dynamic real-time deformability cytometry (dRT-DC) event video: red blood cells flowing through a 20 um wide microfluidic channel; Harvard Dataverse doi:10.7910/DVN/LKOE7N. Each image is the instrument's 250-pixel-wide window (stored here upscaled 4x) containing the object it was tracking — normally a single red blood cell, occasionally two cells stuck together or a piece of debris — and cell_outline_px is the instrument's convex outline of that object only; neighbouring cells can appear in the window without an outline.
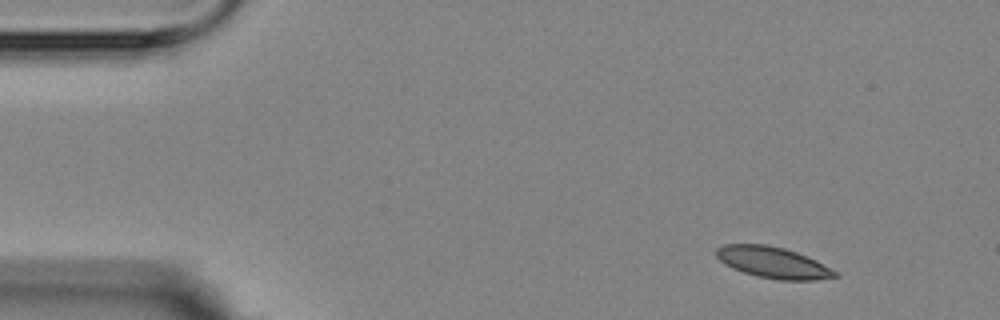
{"species": "Egyptian fruit bat (a non-hibernating species)", "species_latin": "Rousettus aegyptiacus", "temperature_condition": "room temperature", "stored_images_in_passage": 4, "camera_frame_rate_fps": 3000, "um_per_image_px": 0.085, "animal": {"sex": "female"}, "frame": {"image": 1, "passage_image": 1, "time_ms": 0.0, "image_size_px": [1000, 320], "cell_outline_px": [[840, 276], [816, 280], [780, 280], [760, 276], [744, 272], [732, 268], [724, 264], [716, 256], [716, 248], [724, 244], [764, 244], [784, 248], [796, 252], [816, 260], [836, 272]], "centroid_in_image_um": [65.69, 22.3], "position_along_channel_um": 19.3, "area_um2": 21.39}}
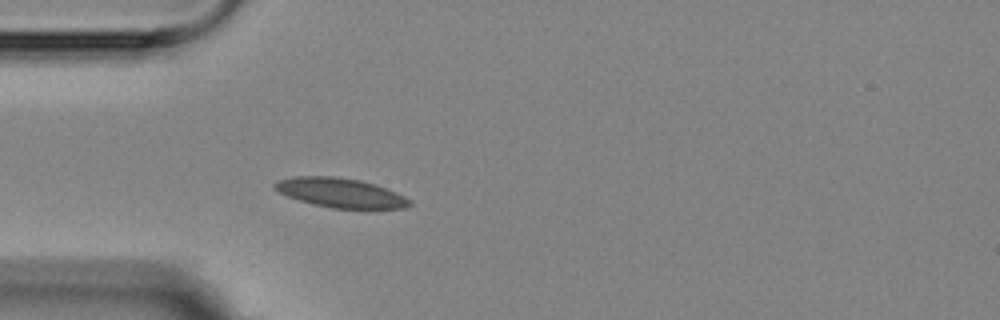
{"frame": {"image": 2, "passage_image": 4, "time_ms": 3.333, "image_size_px": [1000, 320], "cell_outline_px": [[412, 204], [404, 208], [332, 208], [312, 204], [276, 192], [272, 188], [272, 184], [280, 180], [296, 176], [336, 176], [360, 180], [376, 184], [396, 192], [412, 200]], "centroid_in_image_um": [28.92, 16.38], "position_along_channel_um": 56.1, "area_um2": 23.18}}